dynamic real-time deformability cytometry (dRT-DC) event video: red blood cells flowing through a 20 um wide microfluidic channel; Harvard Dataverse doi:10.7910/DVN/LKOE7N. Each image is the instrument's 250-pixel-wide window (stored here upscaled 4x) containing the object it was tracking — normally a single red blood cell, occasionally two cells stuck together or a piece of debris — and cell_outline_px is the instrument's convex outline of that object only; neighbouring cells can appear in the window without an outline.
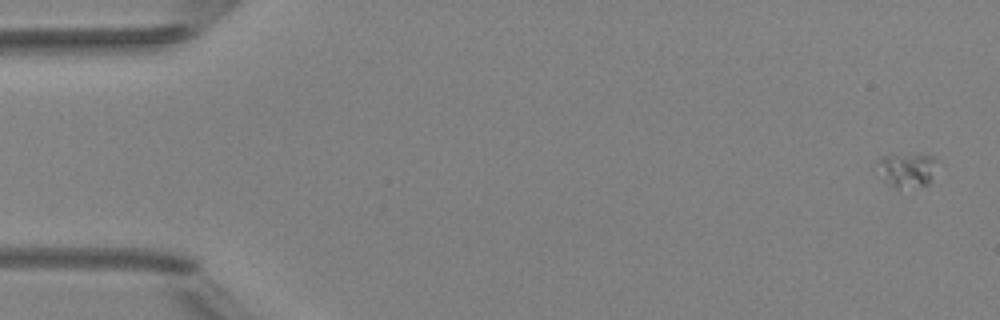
{"species": "Egyptian fruit bat (a non-hibernating species)", "species_latin": "Rousettus aegyptiacus", "temperature_condition": "room temperature", "stored_images_in_passage": 5, "camera_frame_rate_fps": 3000, "um_per_image_px": 0.085, "animal": {"sex": "female"}, "frame": {"image": 1, "passage_image": 1, "time_ms": 0.0, "image_size_px": [1000, 320], "cell_outline_px": [[936, 160], [928, 184], [896, 188], [888, 184], [884, 180], [876, 160], [880, 156], [932, 156]], "centroid_in_image_um": [77.03, 14.46], "position_along_channel_um": 8.0, "area_um2": 11.04}}